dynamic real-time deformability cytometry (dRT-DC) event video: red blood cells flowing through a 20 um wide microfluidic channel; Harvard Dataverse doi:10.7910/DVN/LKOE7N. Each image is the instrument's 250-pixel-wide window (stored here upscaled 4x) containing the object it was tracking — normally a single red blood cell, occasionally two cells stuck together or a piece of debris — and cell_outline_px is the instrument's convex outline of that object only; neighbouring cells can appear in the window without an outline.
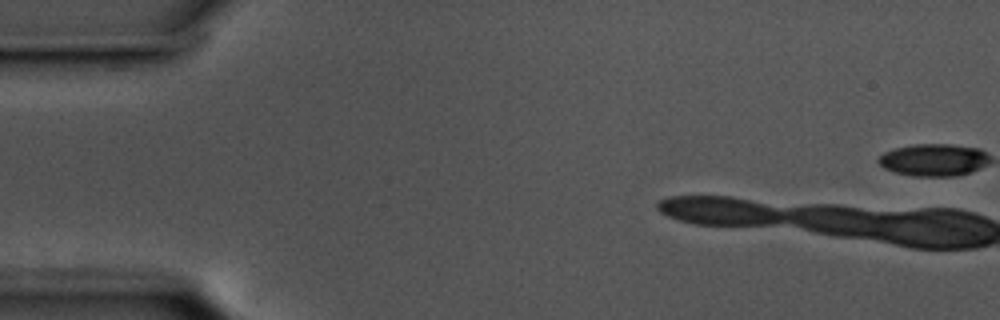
{"species": "common noctule bat (a hibernating species)", "species_latin": "Nyctalus noctula", "temperature_condition": "cold", "stored_images_in_passage": 2, "camera_frame_rate_fps": 3000, "um_per_image_px": 0.085, "animal": {"sex": "male", "body_mass_g": 17.5, "forearm_length_mm": 52.3}, "frame": {"image": 1, "passage_image": 1, "time_ms": 0.0, "image_size_px": [1000, 320], "cell_outline_px": [[780, 216], [768, 220], [696, 220], [672, 212], [664, 208], [664, 204], [684, 200], [724, 200], [772, 212]], "centroid_in_image_um": [61.03, 17.91], "position_along_channel_um": 24.0, "area_um2": 12.14}}